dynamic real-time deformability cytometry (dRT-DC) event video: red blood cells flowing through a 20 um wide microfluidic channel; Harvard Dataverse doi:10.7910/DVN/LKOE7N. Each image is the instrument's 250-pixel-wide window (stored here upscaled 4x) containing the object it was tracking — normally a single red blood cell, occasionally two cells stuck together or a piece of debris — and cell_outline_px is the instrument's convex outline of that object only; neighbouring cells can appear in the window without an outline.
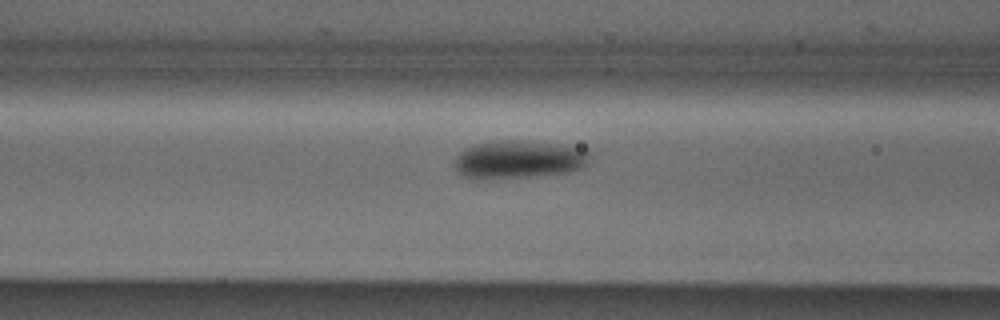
{"species": "Egyptian fruit bat (a non-hibernating species)", "species_latin": "Rousettus aegyptiacus", "temperature_condition": "cold", "stored_images_in_passage": 5, "camera_frame_rate_fps": 3000, "um_per_image_px": 0.085, "animal": {"sex": "male"}, "frame": {"image": 1, "passage_image": 5, "time_ms": 1.333, "image_size_px": [1000, 320], "cell_outline_px": [[588, 152], [584, 164], [580, 168], [564, 172], [528, 176], [464, 176], [456, 168], [456, 156], [460, 152], [472, 144], [500, 140], [520, 140], [556, 144], [588, 148]], "centroid_in_image_um": [44.11, 13.49], "position_along_channel_um": 122.5, "area_um2": 28.67}}